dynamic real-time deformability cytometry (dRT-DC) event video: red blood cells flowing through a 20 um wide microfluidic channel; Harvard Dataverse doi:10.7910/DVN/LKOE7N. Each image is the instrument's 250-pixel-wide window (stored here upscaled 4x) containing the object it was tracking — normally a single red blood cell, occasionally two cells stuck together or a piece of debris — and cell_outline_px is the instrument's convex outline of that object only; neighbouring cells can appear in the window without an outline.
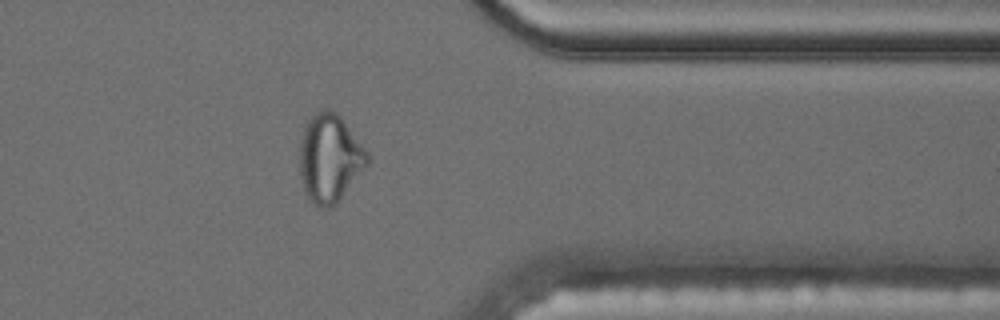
{"species": "common noctule bat (a hibernating species)", "species_latin": "Nyctalus noctula", "temperature_condition": "cold", "stored_images_in_passage": 40, "camera_frame_rate_fps": 3000, "um_per_image_px": 0.085, "animal": {"sex": "male", "body_mass_g": 17.5, "forearm_length_mm": 52.3}, "frame": {"image": 1, "passage_image": 29, "time_ms": 9.333, "image_size_px": [1000, 320], "cell_outline_px": [[368, 164], [336, 204], [332, 208], [320, 208], [308, 200], [300, 176], [300, 140], [304, 128], [308, 120], [320, 108], [328, 108], [336, 112], [344, 120], [368, 152]], "centroid_in_image_um": [28.02, 13.44], "position_along_channel_um": 383.4, "area_um2": 34.85}}